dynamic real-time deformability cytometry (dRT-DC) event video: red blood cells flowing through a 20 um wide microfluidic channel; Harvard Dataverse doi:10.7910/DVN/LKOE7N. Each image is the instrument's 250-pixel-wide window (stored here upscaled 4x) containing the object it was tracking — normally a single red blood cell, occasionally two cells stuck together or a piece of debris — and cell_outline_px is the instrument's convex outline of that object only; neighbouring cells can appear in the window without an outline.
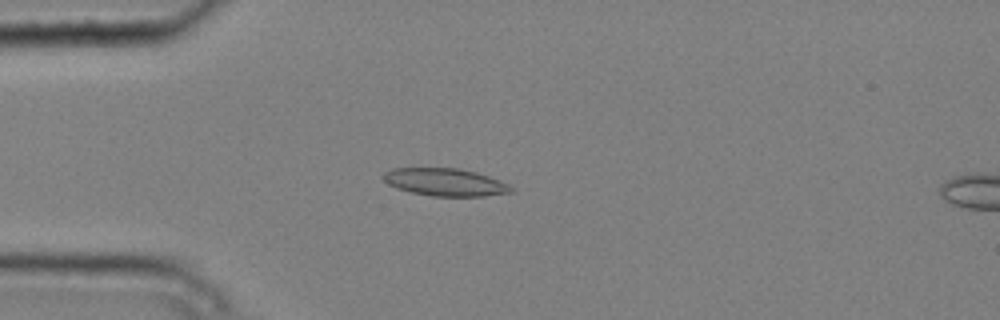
{"species": "common noctule bat (a hibernating species)", "species_latin": "Nyctalus noctula", "temperature_condition": "cold", "stored_images_in_passage": 6, "camera_frame_rate_fps": 3000, "um_per_image_px": 0.085, "animal": {"sex": "male", "body_mass_g": 20.4}, "frame": {"image": 1, "passage_image": 3, "time_ms": 0.667, "image_size_px": [1000, 320], "cell_outline_px": [[516, 188], [512, 192], [484, 196], [432, 196], [412, 192], [396, 188], [388, 184], [380, 176], [384, 172], [392, 168], [460, 168], [476, 172], [488, 176], [508, 184]], "centroid_in_image_um": [37.82, 15.48], "position_along_channel_um": 47.2, "area_um2": 20.63}}
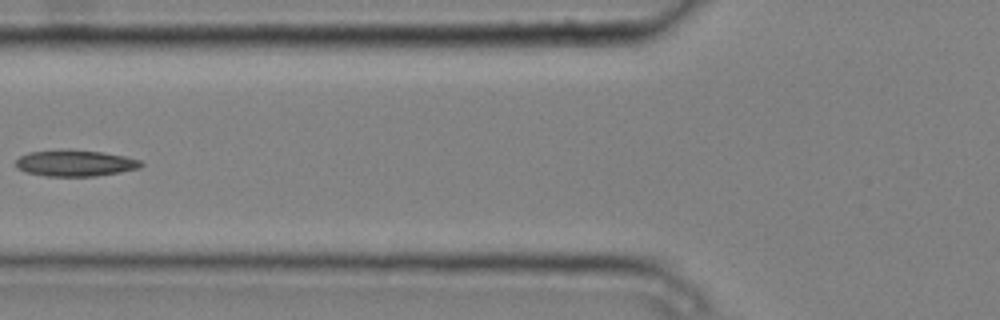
{"frame": {"image": 2, "passage_image": 5, "time_ms": 1.333, "image_size_px": [1000, 320], "cell_outline_px": [[144, 164], [140, 168], [120, 172], [96, 176], [44, 176], [24, 172], [16, 168], [16, 160], [20, 156], [28, 152], [60, 148], [68, 148], [104, 152], [124, 156], [140, 160]], "centroid_in_image_um": [6.35, 13.85], "position_along_channel_um": 119.4, "area_um2": 19.71}}
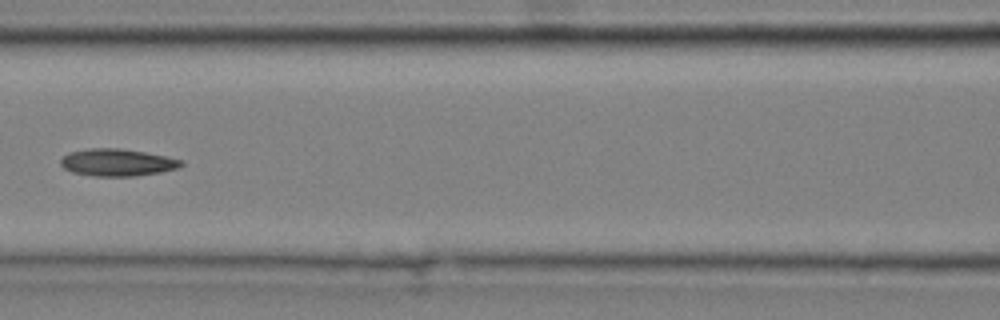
{"frame": {"image": 3, "passage_image": 6, "time_ms": 1.667, "image_size_px": [1000, 320], "cell_outline_px": [[184, 164], [180, 168], [160, 172], [136, 176], [96, 176], [72, 172], [64, 168], [60, 164], [60, 160], [68, 152], [88, 148], [120, 148], [144, 152], [184, 160]], "centroid_in_image_um": [9.98, 13.8], "position_along_channel_um": 156.6, "area_um2": 19.19}}